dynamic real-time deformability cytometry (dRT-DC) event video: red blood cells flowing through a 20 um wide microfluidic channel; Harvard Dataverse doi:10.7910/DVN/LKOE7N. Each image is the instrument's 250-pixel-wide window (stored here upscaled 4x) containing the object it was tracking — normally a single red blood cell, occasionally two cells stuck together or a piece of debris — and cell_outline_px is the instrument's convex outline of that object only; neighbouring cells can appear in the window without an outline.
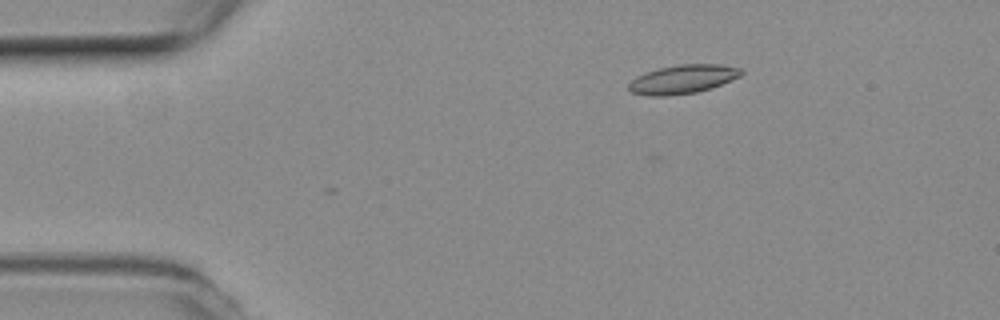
{"species": "common noctule bat (a hibernating species)", "species_latin": "Nyctalus noctula", "temperature_condition": "room temperature", "stored_images_in_passage": 35, "camera_frame_rate_fps": 3000, "um_per_image_px": 0.085, "animal": {"sex": "female", "body_mass_g": 19.3, "forearm_length_mm": 54.1}, "frame": {"image": 1, "passage_image": 2, "time_ms": 0.333, "image_size_px": [1000, 320], "cell_outline_px": [[744, 72], [740, 76], [712, 88], [696, 92], [664, 96], [648, 96], [632, 92], [628, 88], [628, 84], [636, 76], [644, 72], [660, 68], [680, 64], [720, 64], [744, 68]], "centroid_in_image_um": [58.05, 6.72], "position_along_channel_um": 26.9, "area_um2": 18.96}}
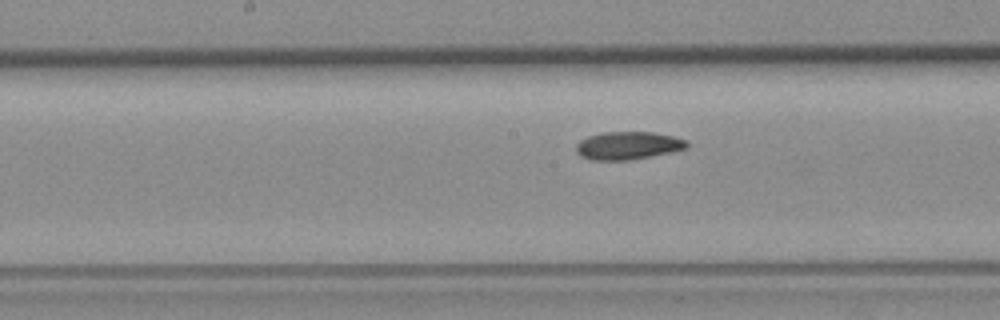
{"frame": {"image": 2, "passage_image": 20, "time_ms": 6.333, "image_size_px": [1000, 320], "cell_outline_px": [[688, 148], [672, 152], [628, 160], [592, 160], [580, 156], [576, 152], [576, 144], [580, 140], [588, 136], [600, 132], [652, 132], [672, 136], [688, 140]], "centroid_in_image_um": [53.37, 12.37], "position_along_channel_um": 194.8, "area_um2": 18.09}}
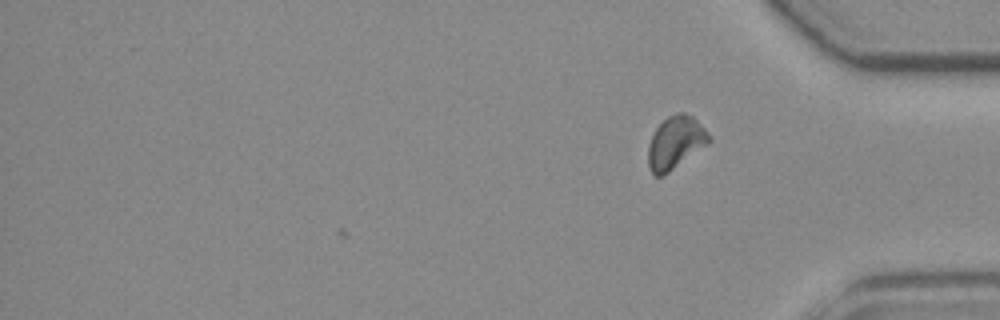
{"frame": {"image": 3, "passage_image": 35, "time_ms": 11.333, "image_size_px": [1000, 320], "cell_outline_px": [[712, 140], [708, 144], [668, 172], [660, 176], [652, 176], [648, 168], [648, 144], [656, 128], [668, 116], [680, 112], [684, 112], [692, 116], [708, 132]], "centroid_in_image_um": [57.4, 12.13], "position_along_channel_um": 377.8, "area_um2": 18.55}, "authors_computed_cell_mechanics": {"area_um2": 17.9758, "velocity_mm_per_s": 3.815, "shape_relaxation_time_tau1_ms": 5.4521, "shape_relaxation_time_tau2_ms": 7.9889, "deformation_change_tau1": 0.1302, "deformation_change_tau2": 0.1371}}